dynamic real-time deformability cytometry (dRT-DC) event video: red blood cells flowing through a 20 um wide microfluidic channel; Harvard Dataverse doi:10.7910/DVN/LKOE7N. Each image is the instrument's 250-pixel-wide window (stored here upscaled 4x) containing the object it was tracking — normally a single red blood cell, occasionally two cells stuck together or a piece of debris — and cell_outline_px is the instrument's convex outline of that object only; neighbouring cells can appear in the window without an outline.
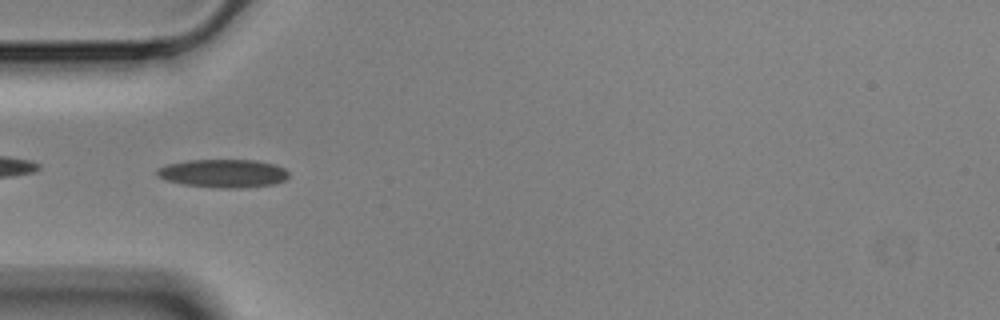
{"species": "Egyptian fruit bat (a non-hibernating species)", "species_latin": "Rousettus aegyptiacus", "temperature_condition": "cold", "stored_images_in_passage": 41, "camera_frame_rate_fps": 3000, "um_per_image_px": 0.085, "animal": {"sex": "male"}, "frame": {"image": 1, "passage_image": 2, "time_ms": 0.333, "image_size_px": [1000, 320], "cell_outline_px": [[288, 176], [284, 180], [272, 184], [240, 188], [220, 188], [184, 184], [168, 180], [156, 176], [156, 168], [168, 164], [188, 160], [256, 160], [276, 164], [284, 168], [288, 172]], "centroid_in_image_um": [18.97, 14.72], "position_along_channel_um": 66.0, "area_um2": 21.62}}
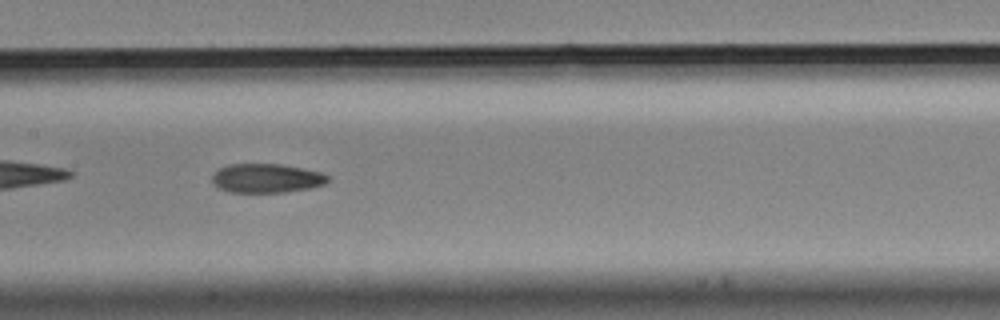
{"frame": {"image": 2, "passage_image": 12, "time_ms": 3.667, "image_size_px": [1000, 320], "cell_outline_px": [[328, 180], [324, 184], [308, 188], [284, 192], [232, 192], [220, 188], [212, 180], [212, 176], [216, 168], [228, 164], [280, 164], [320, 172], [328, 176]], "centroid_in_image_um": [22.61, 15.14], "position_along_channel_um": 184.8, "area_um2": 19.36}}
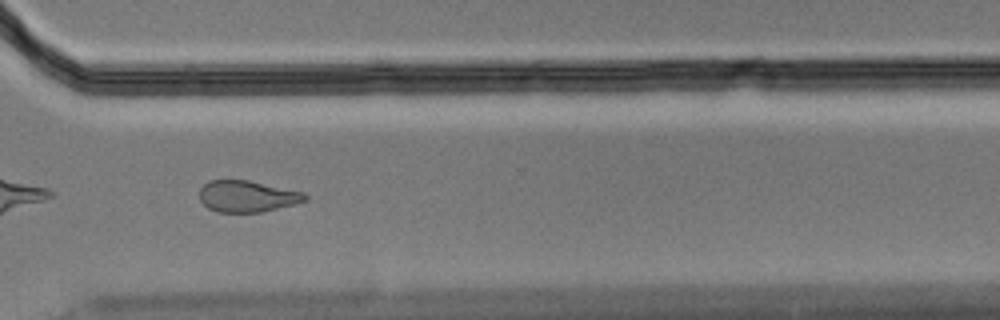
{"frame": {"image": 3, "passage_image": 26, "time_ms": 8.333, "image_size_px": [1000, 320], "cell_outline_px": [[308, 200], [260, 212], [216, 212], [208, 208], [200, 200], [200, 188], [208, 180], [248, 180], [304, 192], [308, 196]], "centroid_in_image_um": [20.99, 16.68], "position_along_channel_um": 349.6, "area_um2": 19.25}, "authors_computed_cell_mechanics": {"area_um2": 20.519, "velocity_mm_per_s": 3.5421, "shape_relaxation_time_tau1_ms": 5.35, "shape_relaxation_time_tau2_ms": 6.0825, "deformation_change_tau1": 0.1583, "deformation_change_tau2": 0.1498}}